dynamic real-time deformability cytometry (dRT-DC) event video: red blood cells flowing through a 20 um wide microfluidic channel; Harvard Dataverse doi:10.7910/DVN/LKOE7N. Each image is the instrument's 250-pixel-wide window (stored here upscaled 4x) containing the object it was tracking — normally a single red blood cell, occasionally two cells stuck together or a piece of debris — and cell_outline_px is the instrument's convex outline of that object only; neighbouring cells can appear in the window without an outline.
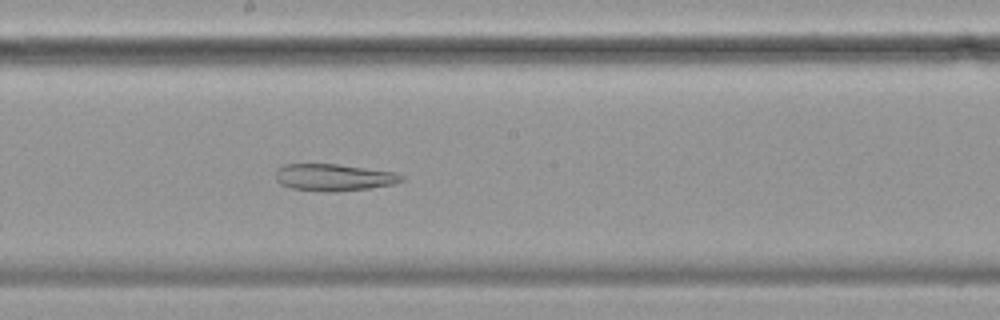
{"species": "common noctule bat (a hibernating species)", "species_latin": "Nyctalus noctula", "temperature_condition": "cold", "stored_images_in_passage": 44, "camera_frame_rate_fps": 3000, "um_per_image_px": 0.085, "animal": {"sex": "female", "body_mass_g": 19.9}, "frame": {"image": 1, "passage_image": 18, "time_ms": 5.667, "image_size_px": [1000, 320], "cell_outline_px": [[404, 180], [392, 184], [368, 188], [336, 192], [332, 192], [292, 188], [280, 184], [276, 180], [276, 172], [284, 164], [336, 164], [396, 172], [404, 176]], "centroid_in_image_um": [28.39, 15.07], "position_along_channel_um": 219.8, "area_um2": 19.59}}
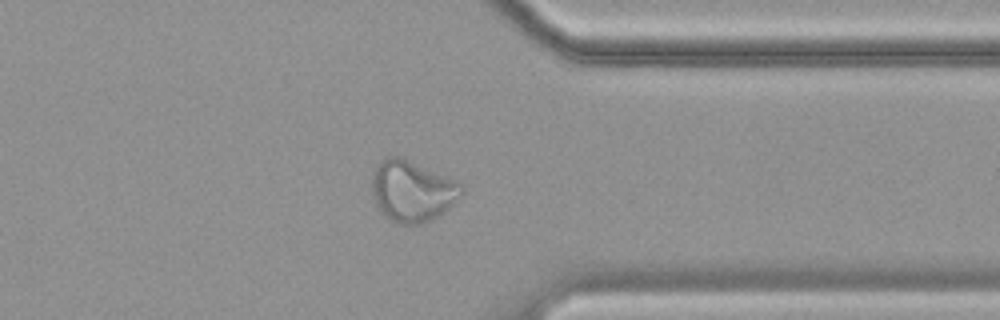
{"frame": {"image": 2, "passage_image": 32, "time_ms": 10.333, "image_size_px": [1000, 320], "cell_outline_px": [[464, 192], [444, 212], [420, 224], [396, 224], [384, 216], [380, 212], [372, 196], [372, 172], [380, 160], [384, 156], [400, 156], [456, 180], [464, 184]], "centroid_in_image_um": [35.01, 16.22], "position_along_channel_um": 376.4, "area_um2": 32.19}}
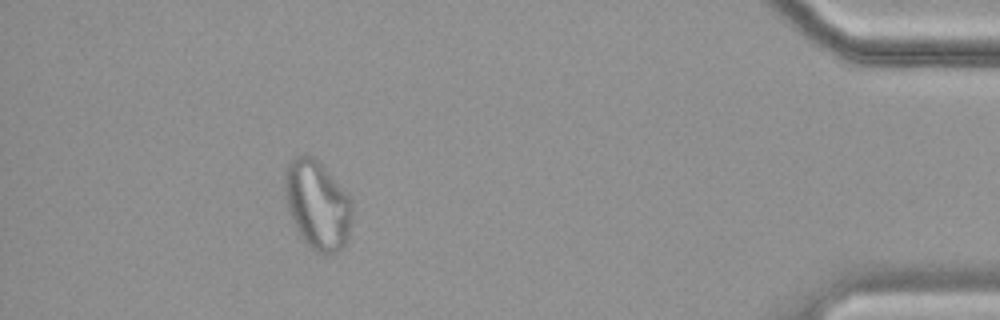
{"frame": {"image": 3, "passage_image": 39, "time_ms": 12.667, "image_size_px": [1000, 320], "cell_outline_px": [[352, 220], [348, 240], [336, 252], [328, 256], [324, 256], [316, 252], [300, 236], [296, 228], [288, 208], [284, 188], [284, 172], [288, 164], [296, 156], [308, 152], [320, 160], [352, 200]], "centroid_in_image_um": [26.99, 17.38], "position_along_channel_um": 408.2, "area_um2": 35.37}}